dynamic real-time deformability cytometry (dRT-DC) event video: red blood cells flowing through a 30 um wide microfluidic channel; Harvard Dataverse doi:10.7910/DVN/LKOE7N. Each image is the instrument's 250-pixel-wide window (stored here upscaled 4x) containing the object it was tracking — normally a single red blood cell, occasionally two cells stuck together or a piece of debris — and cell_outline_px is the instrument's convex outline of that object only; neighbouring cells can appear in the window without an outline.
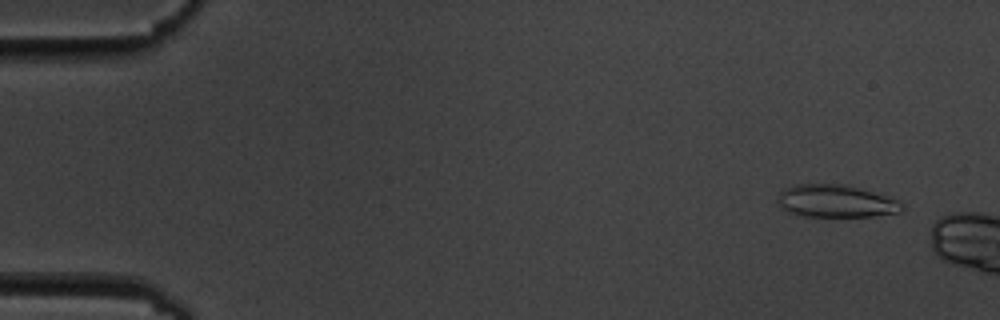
{"species": "common noctule bat (a hibernating species)", "species_latin": "Nyctalus noctula", "temperature_condition": "cold", "stored_images_in_passage": 7, "camera_frame_rate_fps": 3000, "um_per_image_px": 0.085, "animal": {"sex": "male", "body_mass_g": 19.5, "forearm_length_mm": 54.6}, "frame": {"image": 1, "passage_image": 2, "time_ms": 0.333, "image_size_px": [1000, 320], "cell_outline_px": [[904, 208], [900, 212], [872, 216], [804, 216], [788, 212], [780, 208], [776, 204], [776, 200], [780, 192], [784, 188], [792, 184], [848, 184], [900, 200], [904, 204]], "centroid_in_image_um": [71.03, 17.08], "position_along_channel_um": 14.0, "area_um2": 23.99}}